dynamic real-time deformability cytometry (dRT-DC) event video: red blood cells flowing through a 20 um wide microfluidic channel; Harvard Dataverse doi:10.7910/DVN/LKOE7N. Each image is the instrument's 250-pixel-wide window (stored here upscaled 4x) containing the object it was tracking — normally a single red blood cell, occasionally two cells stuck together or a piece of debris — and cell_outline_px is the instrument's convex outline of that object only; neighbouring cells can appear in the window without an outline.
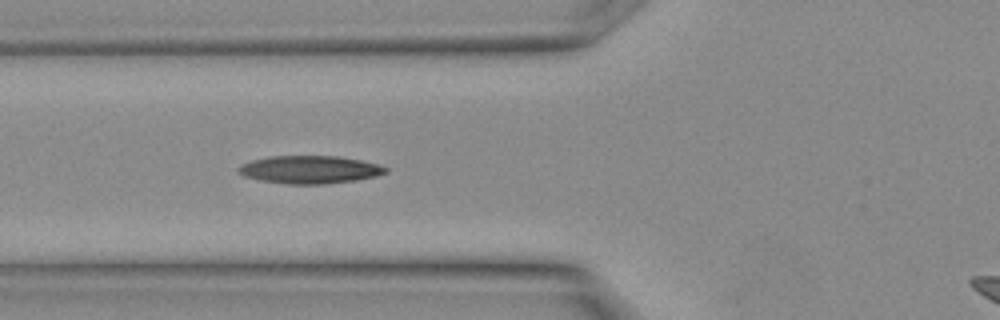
{"species": "Egyptian fruit bat (a non-hibernating species)", "species_latin": "Rousettus aegyptiacus", "temperature_condition": "warm", "stored_images_in_passage": 12, "camera_frame_rate_fps": 3000, "um_per_image_px": 0.085, "animal": {"sex": "female"}, "frame": {"image": 1, "passage_image": 12, "time_ms": 3.667, "image_size_px": [1000, 320], "cell_outline_px": [[388, 172], [376, 176], [356, 180], [324, 184], [288, 184], [260, 180], [244, 176], [236, 172], [236, 168], [240, 164], [252, 160], [268, 156], [340, 156], [380, 164], [388, 168]], "centroid_in_image_um": [26.31, 14.41], "position_along_channel_um": 99.5, "area_um2": 24.1}}